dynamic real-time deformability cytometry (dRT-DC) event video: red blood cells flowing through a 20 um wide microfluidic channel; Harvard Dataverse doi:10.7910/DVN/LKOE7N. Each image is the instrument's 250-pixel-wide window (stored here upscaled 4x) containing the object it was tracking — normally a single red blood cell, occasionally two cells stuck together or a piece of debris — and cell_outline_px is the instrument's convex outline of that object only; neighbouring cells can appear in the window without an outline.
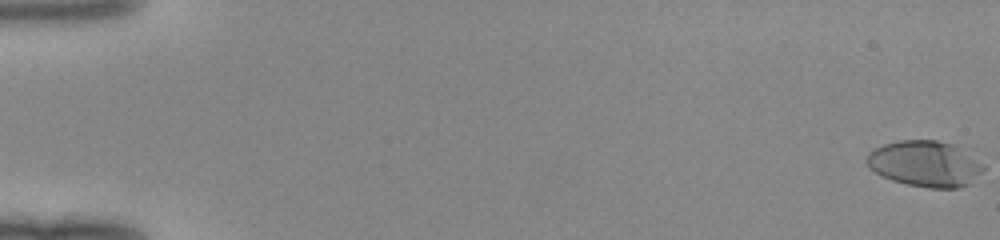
{"species": "human", "species_latin": "Homo sapiens", "temperature_condition": "room temperature", "stored_images_in_passage": 51, "camera_frame_rate_fps": 3000, "um_per_image_px": 0.085, "donor": {"sex": "female"}, "frame": {"image": 1, "passage_image": 1, "time_ms": 0.0, "image_size_px": [1000, 240], "cell_outline_px": [[984, 168], [968, 184], [960, 188], [928, 188], [908, 184], [892, 180], [876, 172], [864, 160], [868, 152], [872, 148], [884, 144], [900, 140], [936, 140], [952, 144], [984, 164]], "centroid_in_image_um": [78.58, 13.91], "position_along_channel_um": 6.4, "area_um2": 30.87}}
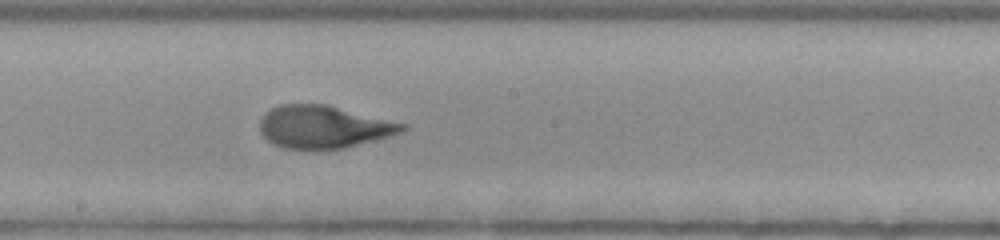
{"frame": {"image": 2, "passage_image": 30, "time_ms": 9.667, "image_size_px": [1000, 240], "cell_outline_px": [[408, 128], [400, 132], [388, 136], [344, 148], [284, 148], [272, 144], [260, 132], [260, 120], [264, 112], [280, 104], [324, 104], [408, 124]], "centroid_in_image_um": [27.48, 10.77], "position_along_channel_um": 220.7, "area_um2": 34.97}}
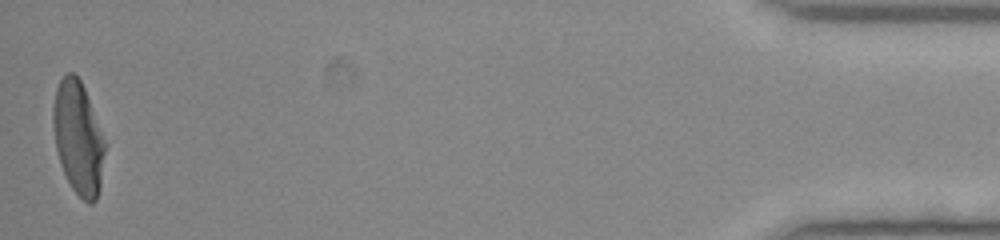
{"frame": {"image": 3, "passage_image": 51, "time_ms": 16.667, "image_size_px": [1000, 240], "cell_outline_px": [[104, 152], [100, 188], [96, 200], [92, 204], [88, 204], [72, 188], [60, 164], [56, 148], [52, 124], [52, 108], [56, 88], [64, 72], [72, 72], [80, 80], [84, 88], [100, 132], [104, 144]], "centroid_in_image_um": [6.6, 11.72], "position_along_channel_um": 428.6, "area_um2": 33.47}}